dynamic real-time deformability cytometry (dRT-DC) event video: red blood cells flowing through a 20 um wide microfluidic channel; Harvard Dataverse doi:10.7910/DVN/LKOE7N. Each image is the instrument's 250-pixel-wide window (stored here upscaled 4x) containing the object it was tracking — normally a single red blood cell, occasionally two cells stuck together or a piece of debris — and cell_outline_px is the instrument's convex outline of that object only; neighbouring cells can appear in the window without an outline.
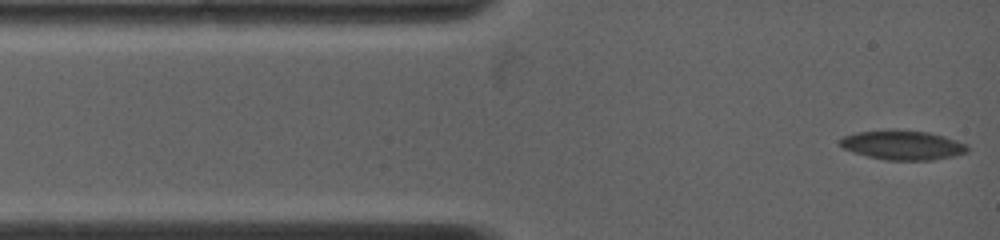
{"species": "common noctule bat (a hibernating species)", "species_latin": "Nyctalus noctula", "temperature_condition": "warm", "stored_images_in_passage": 89, "camera_frame_rate_fps": 5000, "um_per_image_px": 0.085, "animal": {"sex": "female", "body_mass_g": 19.0, "forearm_length_mm": 53.3}, "frame": {"image": 1, "passage_image": 1, "time_ms": 0.0, "image_size_px": [1000, 240], "cell_outline_px": [[968, 152], [956, 156], [932, 160], [888, 160], [868, 156], [852, 152], [844, 148], [840, 144], [840, 140], [844, 136], [856, 132], [928, 132], [944, 136], [968, 144]], "centroid_in_image_um": [76.8, 12.37], "position_along_channel_um": 8.2, "area_um2": 21.1}}
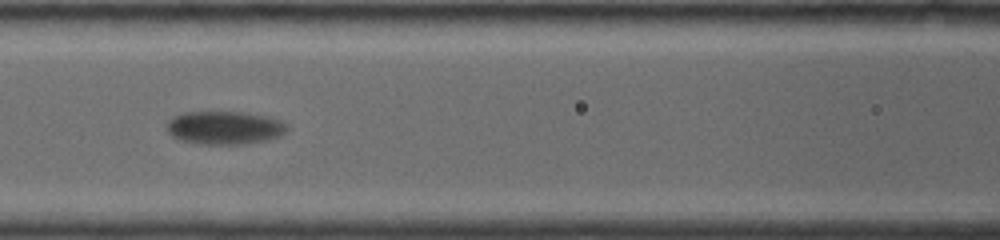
{"frame": {"image": 2, "passage_image": 26, "time_ms": 5.0, "image_size_px": [1000, 240], "cell_outline_px": [[288, 124], [284, 132], [280, 136], [264, 140], [240, 144], [208, 144], [184, 140], [172, 136], [168, 132], [168, 120], [180, 112], [248, 112], [284, 120]], "centroid_in_image_um": [19.12, 10.83], "position_along_channel_um": 147.5, "area_um2": 23.12}}
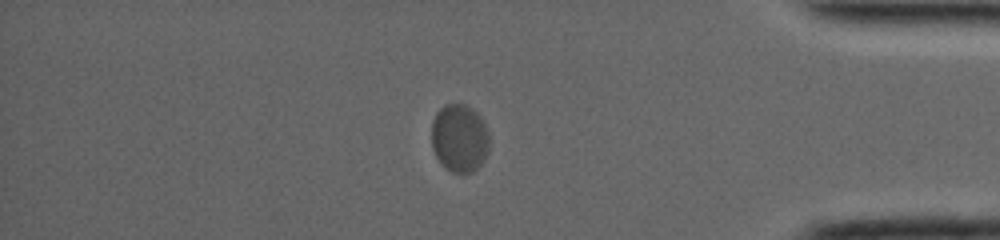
{"frame": {"image": 3, "passage_image": 64, "time_ms": 12.6, "image_size_px": [1000, 240], "cell_outline_px": [[488, 152], [484, 160], [472, 172], [452, 172], [436, 156], [432, 148], [432, 120], [436, 112], [444, 104], [464, 104], [472, 108], [480, 116], [488, 132]], "centroid_in_image_um": [39.05, 11.71], "position_along_channel_um": 396.1, "area_um2": 22.72}}